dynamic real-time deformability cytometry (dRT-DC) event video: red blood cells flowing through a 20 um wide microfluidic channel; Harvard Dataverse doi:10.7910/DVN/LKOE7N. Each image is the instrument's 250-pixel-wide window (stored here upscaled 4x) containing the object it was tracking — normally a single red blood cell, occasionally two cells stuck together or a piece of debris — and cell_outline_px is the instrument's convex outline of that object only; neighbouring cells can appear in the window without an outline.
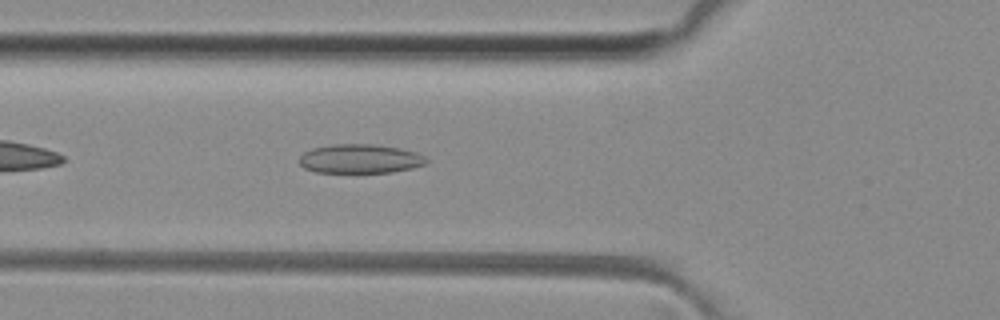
{"species": "common noctule bat (a hibernating species)", "species_latin": "Nyctalus noctula", "temperature_condition": "room temperature", "stored_images_in_passage": 33, "camera_frame_rate_fps": 3000, "um_per_image_px": 0.085, "animal": {"sex": "female", "body_mass_g": 29.2, "forearm_length_mm": 56.3}, "frame": {"image": 1, "passage_image": 3, "time_ms": 0.667, "image_size_px": [1000, 320], "cell_outline_px": [[428, 164], [412, 168], [392, 172], [356, 176], [316, 172], [304, 168], [300, 164], [300, 156], [304, 152], [312, 148], [336, 144], [372, 144], [400, 148], [416, 152], [424, 156], [428, 160]], "centroid_in_image_um": [30.61, 13.55], "position_along_channel_um": 95.2, "area_um2": 22.6}}
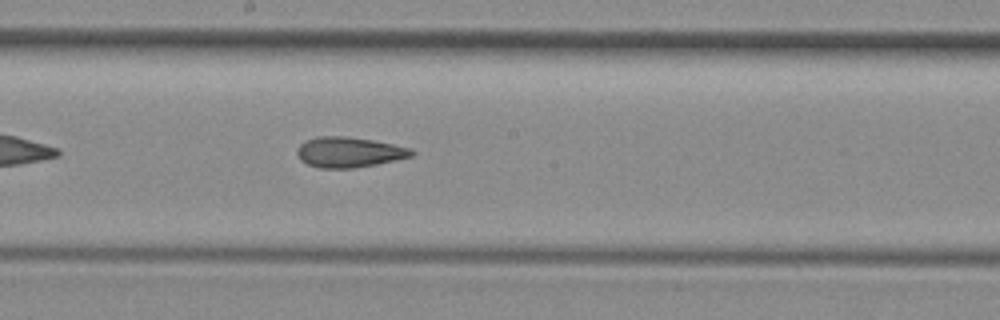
{"frame": {"image": 2, "passage_image": 12, "time_ms": 3.667, "image_size_px": [1000, 320], "cell_outline_px": [[416, 152], [412, 156], [396, 160], [376, 164], [352, 168], [320, 168], [308, 164], [300, 160], [296, 152], [300, 144], [316, 136], [348, 136], [372, 140], [412, 148]], "centroid_in_image_um": [29.68, 12.93], "position_along_channel_um": 218.5, "area_um2": 20.23}}
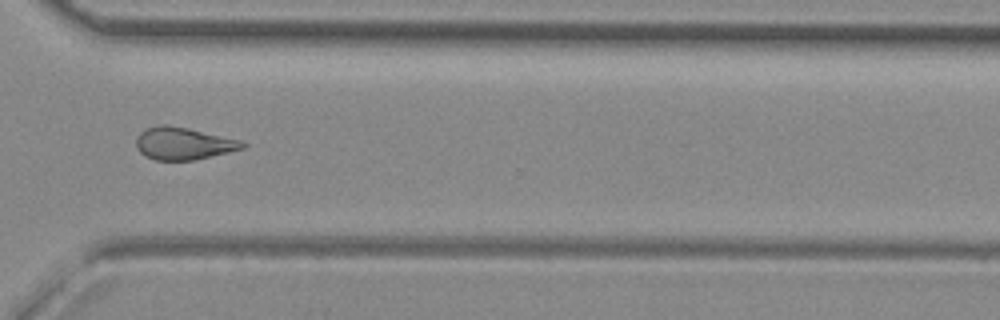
{"frame": {"image": 3, "passage_image": 22, "time_ms": 7.0, "image_size_px": [1000, 320], "cell_outline_px": [[248, 144], [244, 148], [228, 152], [192, 160], [156, 160], [144, 156], [140, 152], [136, 144], [136, 136], [140, 132], [148, 128], [160, 124], [164, 124], [188, 128], [244, 140]], "centroid_in_image_um": [15.61, 12.19], "position_along_channel_um": 355.0, "area_um2": 20.11}, "authors_computed_cell_mechanics": {"area_um2": 20.23, "velocity_mm_per_s": 4.0996, "shape_relaxation_time_tau1_ms": null, "shape_relaxation_time_tau2_ms": 2.4471, "deformation_change_tau1": null, "deformation_change_tau2": 0.1061}}